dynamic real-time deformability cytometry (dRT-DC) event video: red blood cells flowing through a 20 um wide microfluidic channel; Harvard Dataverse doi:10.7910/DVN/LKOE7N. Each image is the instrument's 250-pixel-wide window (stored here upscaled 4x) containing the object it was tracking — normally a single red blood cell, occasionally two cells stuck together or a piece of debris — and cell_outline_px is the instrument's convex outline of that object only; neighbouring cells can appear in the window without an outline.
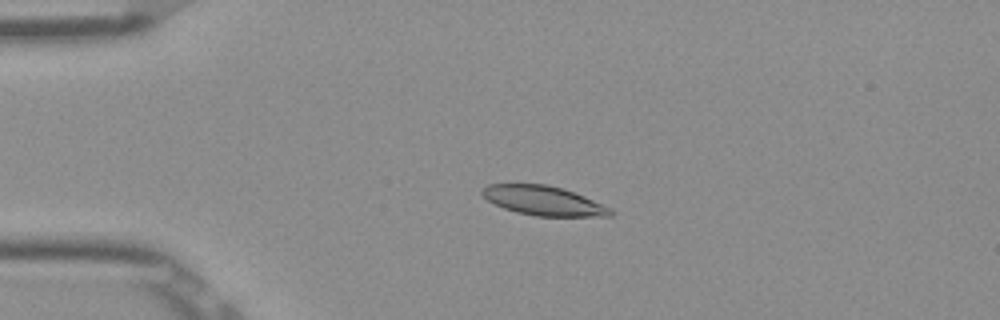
{"species": "Egyptian fruit bat (a non-hibernating species)", "species_latin": "Rousettus aegyptiacus", "temperature_condition": "room temperature", "stored_images_in_passage": 41, "camera_frame_rate_fps": 3000, "um_per_image_px": 0.085, "frame": {"image": 1, "passage_image": 1, "time_ms": 0.0, "image_size_px": [1000, 320], "cell_outline_px": [[612, 216], [536, 216], [516, 212], [504, 208], [488, 200], [480, 192], [488, 184], [548, 184], [564, 188], [584, 196], [612, 208]], "centroid_in_image_um": [46.22, 17.05], "position_along_channel_um": 38.8, "area_um2": 21.91}}
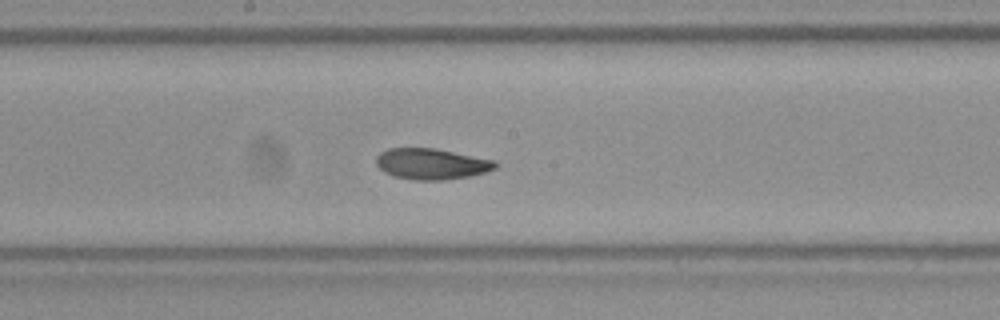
{"frame": {"image": 2, "passage_image": 17, "time_ms": 5.333, "image_size_px": [1000, 320], "cell_outline_px": [[496, 168], [472, 176], [444, 180], [412, 180], [396, 176], [384, 172], [376, 164], [376, 156], [380, 152], [388, 148], [436, 148], [496, 160]], "centroid_in_image_um": [36.68, 13.92], "position_along_channel_um": 211.5, "area_um2": 21.62}}
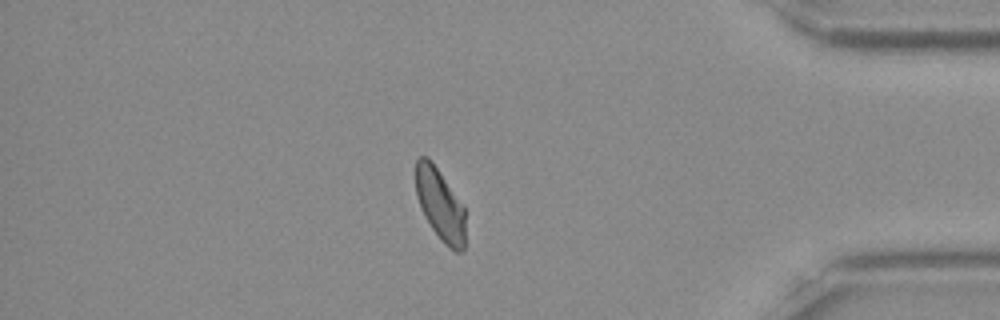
{"frame": {"image": 3, "passage_image": 34, "time_ms": 11.0, "image_size_px": [1000, 320], "cell_outline_px": [[464, 252], [456, 252], [448, 248], [440, 240], [424, 216], [416, 196], [416, 160], [420, 156], [428, 156], [432, 160], [464, 204]], "centroid_in_image_um": [37.41, 17.38], "position_along_channel_um": 397.8, "area_um2": 21.15}, "authors_computed_cell_mechanics": {"area_um2": 21.7906, "velocity_mm_per_s": 3.8632, "shape_relaxation_time_tau1_ms": 6.5951, "shape_relaxation_time_tau2_ms": 2.9635, "deformation_change_tau1": 0.1608, "deformation_change_tau2": 0.069}}